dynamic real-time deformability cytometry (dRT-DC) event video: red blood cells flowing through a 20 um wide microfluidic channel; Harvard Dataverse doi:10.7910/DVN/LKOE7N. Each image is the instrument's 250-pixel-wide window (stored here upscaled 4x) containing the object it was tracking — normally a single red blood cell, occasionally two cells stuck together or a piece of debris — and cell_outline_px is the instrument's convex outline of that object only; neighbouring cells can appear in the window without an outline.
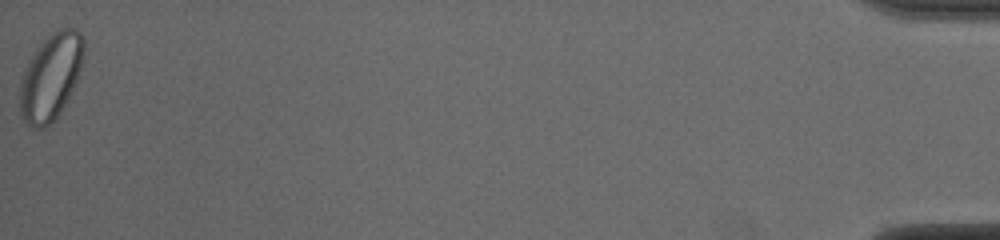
{"species": "common noctule bat (a hibernating species)", "species_latin": "Nyctalus noctula", "temperature_condition": "cold", "stored_images_in_passage": 41, "segment_of_instrument_passage": [2, 2], "camera_frame_rate_fps": 3000, "um_per_image_px": 0.085, "animal": {"sex": "male", "body_mass_g": 19.0, "forearm_length_mm": 50.8}, "frame": {"image": 1, "passage_image": 41, "time_ms": 13.333, "image_size_px": [1000, 240], "cell_outline_px": [[84, 56], [76, 80], [56, 120], [44, 128], [36, 128], [28, 124], [20, 116], [20, 80], [24, 68], [28, 60], [36, 48], [48, 36], [60, 28], [76, 28], [84, 36]], "centroid_in_image_um": [4.3, 6.51], "position_along_channel_um": 430.9, "area_um2": 32.14}}